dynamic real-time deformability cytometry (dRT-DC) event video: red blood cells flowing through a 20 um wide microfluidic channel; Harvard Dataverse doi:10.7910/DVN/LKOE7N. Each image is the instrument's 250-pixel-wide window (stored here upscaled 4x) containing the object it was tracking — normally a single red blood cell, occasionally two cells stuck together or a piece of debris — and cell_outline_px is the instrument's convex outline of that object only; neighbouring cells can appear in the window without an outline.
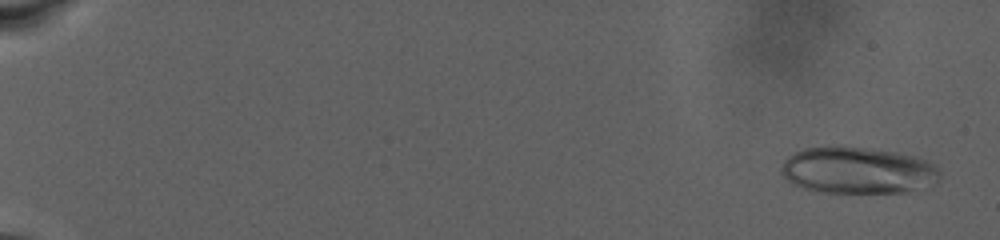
{"species": "human", "species_latin": "Homo sapiens", "temperature_condition": "warm", "stored_images_in_passage": 91, "camera_frame_rate_fps": 3000, "um_per_image_px": 0.085, "donor": {"sex": "male"}, "frame": {"image": 1, "passage_image": 4, "time_ms": 1.0, "image_size_px": [1000, 240], "cell_outline_px": [[940, 176], [928, 188], [908, 192], [820, 192], [804, 188], [792, 184], [780, 172], [780, 168], [784, 160], [788, 156], [804, 148], [828, 144], [844, 144], [872, 148], [896, 152], [916, 156], [928, 160], [940, 168]], "centroid_in_image_um": [72.92, 14.44], "position_along_channel_um": 12.1, "area_um2": 44.27}}
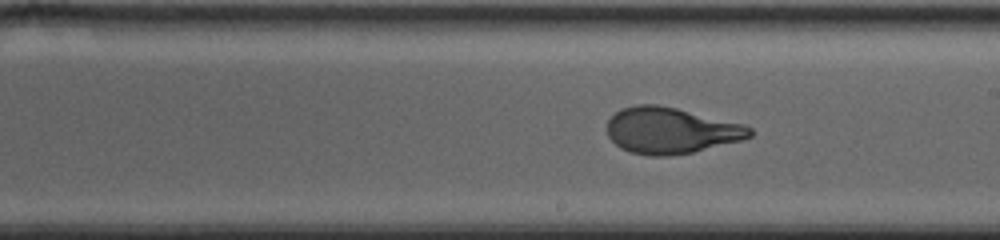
{"frame": {"image": 2, "passage_image": 57, "time_ms": 18.667, "image_size_px": [1000, 240], "cell_outline_px": [[752, 136], [740, 140], [692, 152], [668, 156], [652, 156], [632, 152], [620, 148], [608, 136], [608, 120], [616, 112], [624, 108], [636, 104], [656, 104], [676, 108], [744, 124], [752, 128]], "centroid_in_image_um": [57.01, 11.09], "position_along_channel_um": 232.0, "area_um2": 38.03}}
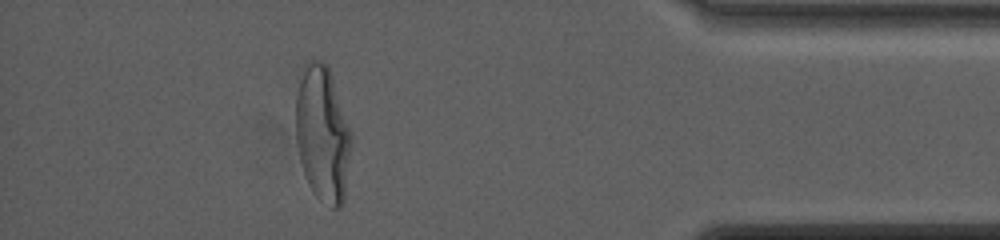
{"frame": {"image": 3, "passage_image": 83, "time_ms": 27.333, "image_size_px": [1000, 240], "cell_outline_px": [[352, 140], [344, 200], [340, 208], [332, 208], [320, 200], [312, 192], [308, 184], [300, 160], [296, 144], [296, 96], [304, 60], [320, 60], [328, 64], [352, 132]], "centroid_in_image_um": [27.42, 11.36], "position_along_channel_um": 407.8, "area_um2": 44.51}, "authors_computed_cell_mechanics": {"area_um2": 39.7086, "velocity_mm_per_s": 2.4013, "shape_relaxation_time_tau1_ms": 8.0215, "shape_relaxation_time_tau2_ms": null, "deformation_change_tau1": 0.2693, "deformation_change_tau2": null}}